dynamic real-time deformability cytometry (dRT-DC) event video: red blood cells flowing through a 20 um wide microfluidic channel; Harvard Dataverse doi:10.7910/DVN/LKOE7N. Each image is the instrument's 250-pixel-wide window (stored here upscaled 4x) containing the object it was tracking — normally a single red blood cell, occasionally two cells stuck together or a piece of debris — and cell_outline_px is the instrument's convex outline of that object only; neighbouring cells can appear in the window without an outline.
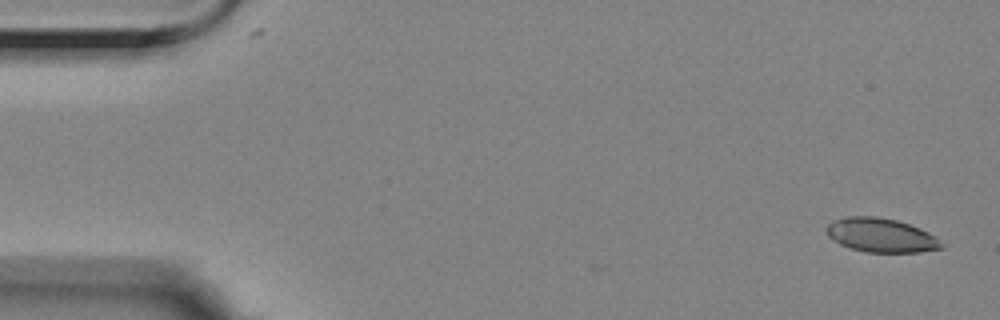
{"species": "Egyptian fruit bat (a non-hibernating species)", "species_latin": "Rousettus aegyptiacus", "temperature_condition": "room temperature", "stored_images_in_passage": 5, "camera_frame_rate_fps": 3000, "um_per_image_px": 0.085, "animal": {"sex": "female"}, "frame": {"image": 1, "passage_image": 1, "time_ms": 0.0, "image_size_px": [1000, 320], "cell_outline_px": [[944, 248], [920, 252], [864, 252], [840, 244], [832, 240], [828, 236], [824, 228], [828, 224], [836, 220], [848, 216], [876, 216], [896, 220], [920, 228], [936, 236], [944, 244]], "centroid_in_image_um": [74.9, 20.0], "position_along_channel_um": 10.1, "area_um2": 22.89}}